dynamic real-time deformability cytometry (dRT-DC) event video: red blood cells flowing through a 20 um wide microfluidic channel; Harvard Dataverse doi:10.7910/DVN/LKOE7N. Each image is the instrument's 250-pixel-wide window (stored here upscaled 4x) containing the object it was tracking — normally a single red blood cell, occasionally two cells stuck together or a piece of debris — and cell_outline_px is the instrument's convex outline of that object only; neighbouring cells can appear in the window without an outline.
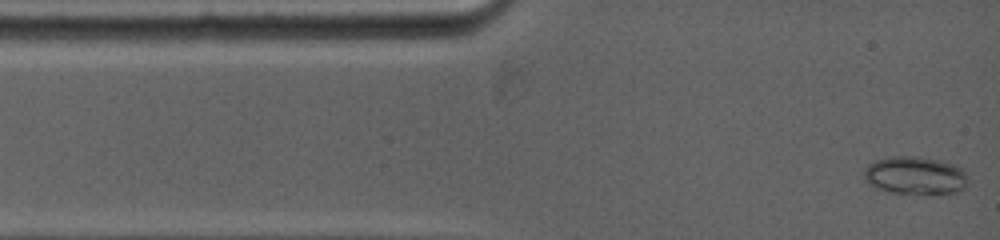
{"species": "common noctule bat (a hibernating species)", "species_latin": "Nyctalus noctula", "temperature_condition": "warm", "stored_images_in_passage": 63, "camera_frame_rate_fps": 5000, "um_per_image_px": 0.085, "animal": {"sex": "female", "body_mass_g": 19.0, "forearm_length_mm": 53.3}, "frame": {"image": 1, "passage_image": 1, "time_ms": 0.0, "image_size_px": [1000, 240], "cell_outline_px": [[964, 188], [960, 192], [892, 192], [876, 188], [868, 184], [864, 180], [864, 168], [868, 164], [876, 160], [892, 156], [920, 156], [944, 160], [956, 164], [964, 172]], "centroid_in_image_um": [77.73, 14.87], "position_along_channel_um": 7.3, "area_um2": 22.66}}
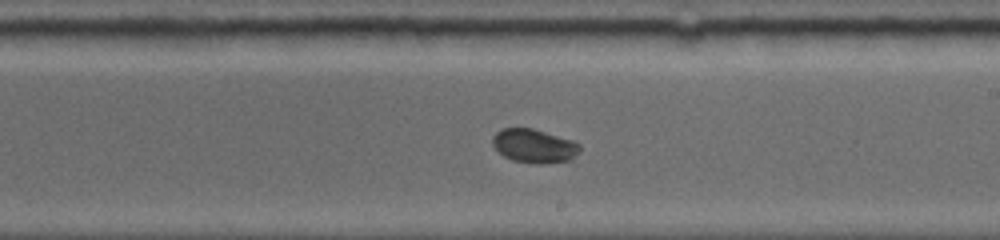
{"frame": {"image": 2, "passage_image": 38, "time_ms": 7.2, "image_size_px": [1000, 240], "cell_outline_px": [[580, 152], [568, 160], [544, 164], [536, 164], [512, 160], [496, 152], [492, 144], [492, 136], [496, 132], [504, 128], [532, 128], [572, 140], [580, 144]], "centroid_in_image_um": [45.36, 12.41], "position_along_channel_um": 243.6, "area_um2": 17.28}}
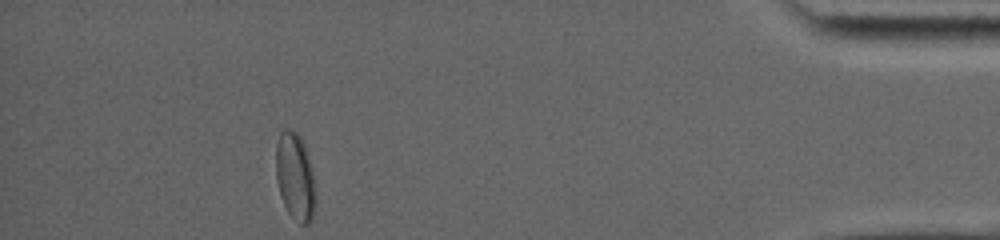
{"frame": {"image": 3, "passage_image": 63, "time_ms": 13.2, "image_size_px": [1000, 240], "cell_outline_px": [[316, 204], [312, 220], [308, 224], [300, 224], [288, 212], [280, 196], [276, 176], [276, 144], [280, 132], [284, 128], [288, 128], [296, 132], [300, 136], [304, 144], [312, 168], [316, 192]], "centroid_in_image_um": [25.1, 15.02], "position_along_channel_um": 410.1, "area_um2": 20.46}, "authors_computed_cell_mechanics": {"area_um2": 18.0914, "velocity_mm_per_s": 3.9267, "shape_relaxation_time_tau1_ms": 2.3607, "shape_relaxation_time_tau2_ms": null, "deformation_change_tau1": 0.0571, "deformation_change_tau2": null}}